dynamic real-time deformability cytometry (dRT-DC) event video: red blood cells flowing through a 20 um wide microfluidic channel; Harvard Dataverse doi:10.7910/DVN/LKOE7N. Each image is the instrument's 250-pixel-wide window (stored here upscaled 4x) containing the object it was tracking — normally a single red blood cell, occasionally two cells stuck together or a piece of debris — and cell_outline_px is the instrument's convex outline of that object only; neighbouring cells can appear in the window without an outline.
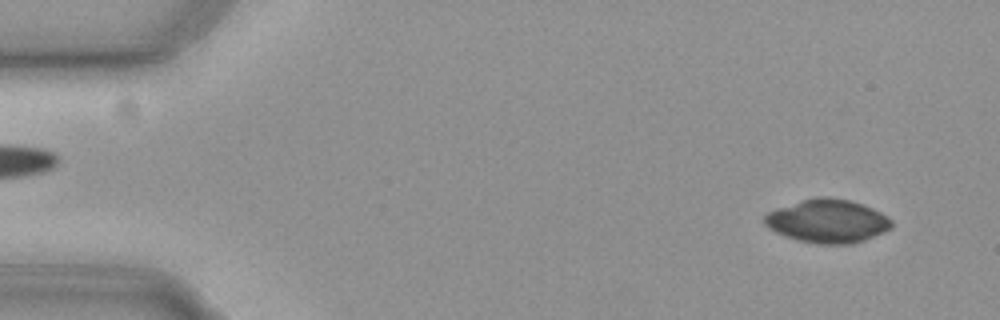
{"species": "common noctule bat (a hibernating species)", "species_latin": "Nyctalus noctula", "temperature_condition": "cold", "stored_images_in_passage": 15, "camera_frame_rate_fps": 3000, "um_per_image_px": 0.085, "animal": {"sex": "female", "body_mass_g": 19.3, "forearm_length_mm": 54.1}, "frame": {"image": 1, "passage_image": 4, "time_ms": 1.0, "image_size_px": [1000, 320], "cell_outline_px": [[892, 228], [884, 232], [864, 240], [852, 244], [816, 244], [796, 240], [784, 236], [768, 228], [764, 224], [764, 216], [768, 212], [776, 208], [804, 200], [824, 196], [848, 200], [872, 208], [888, 216], [892, 220]], "centroid_in_image_um": [70.34, 18.81], "position_along_channel_um": 14.7, "area_um2": 32.08}}